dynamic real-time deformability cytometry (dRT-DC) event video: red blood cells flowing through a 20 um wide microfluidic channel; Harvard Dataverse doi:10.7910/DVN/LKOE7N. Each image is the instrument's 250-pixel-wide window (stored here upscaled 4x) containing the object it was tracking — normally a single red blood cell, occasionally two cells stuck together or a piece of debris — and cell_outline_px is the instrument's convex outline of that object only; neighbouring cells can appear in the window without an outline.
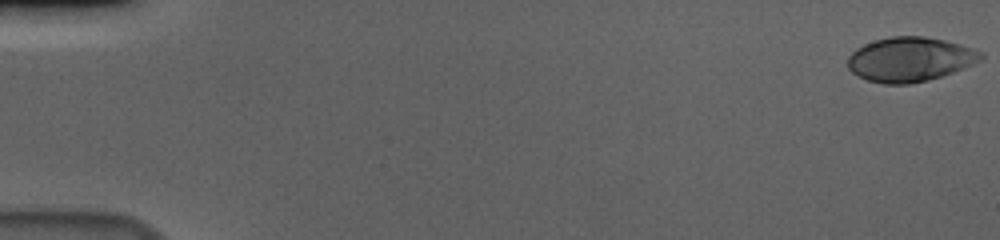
{"species": "human", "species_latin": "Homo sapiens", "temperature_condition": "cold", "stored_images_in_passage": 57, "camera_frame_rate_fps": 3000, "um_per_image_px": 0.085, "donor": {"sex": "male"}, "frame": {"image": 1, "passage_image": 1, "time_ms": 0.0, "image_size_px": [1000, 240], "cell_outline_px": [[984, 56], [980, 60], [972, 64], [952, 72], [928, 80], [908, 84], [884, 84], [868, 80], [852, 72], [848, 68], [848, 56], [856, 48], [864, 44], [876, 40], [892, 36], [924, 36], [944, 40], [960, 44], [984, 52]], "centroid_in_image_um": [77.34, 5.04], "position_along_channel_um": 7.7, "area_um2": 34.28}}
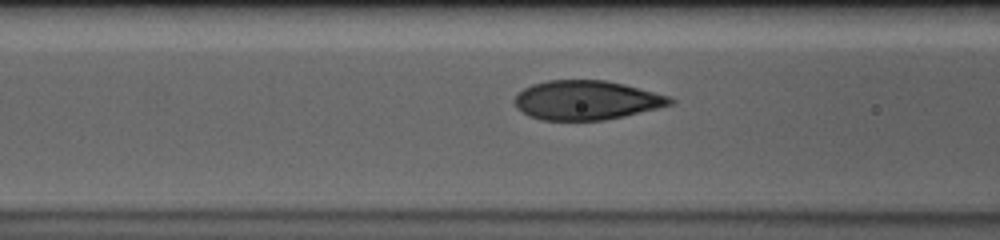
{"frame": {"image": 2, "passage_image": 24, "time_ms": 7.667, "image_size_px": [1000, 240], "cell_outline_px": [[676, 100], [672, 104], [624, 116], [604, 120], [544, 120], [528, 116], [516, 108], [516, 96], [524, 88], [532, 84], [548, 80], [604, 80], [624, 84], [668, 96]], "centroid_in_image_um": [49.83, 8.51], "position_along_channel_um": 116.8, "area_um2": 35.26}}
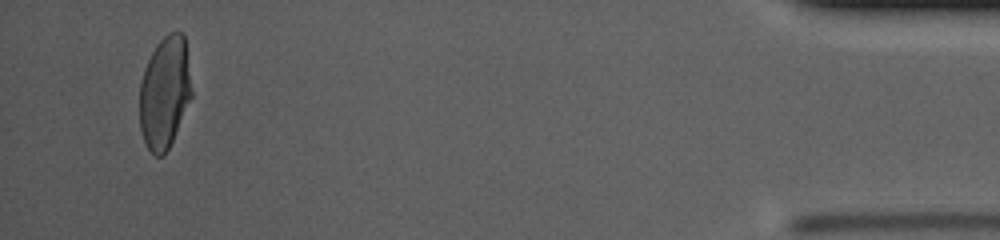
{"frame": {"image": 3, "passage_image": 55, "time_ms": 18.0, "image_size_px": [1000, 240], "cell_outline_px": [[192, 96], [172, 140], [164, 156], [156, 156], [148, 148], [144, 140], [140, 128], [140, 84], [144, 68], [156, 44], [168, 32], [184, 32], [192, 92]], "centroid_in_image_um": [14.0, 7.84], "position_along_channel_um": 421.2, "area_um2": 33.81}, "authors_computed_cell_mechanics": {"area_um2": 35.258, "velocity_mm_per_s": 3.6447, "shape_relaxation_time_tau1_ms": 4.6327, "shape_relaxation_time_tau2_ms": null, "deformation_change_tau1": 0.1871, "deformation_change_tau2": null}}